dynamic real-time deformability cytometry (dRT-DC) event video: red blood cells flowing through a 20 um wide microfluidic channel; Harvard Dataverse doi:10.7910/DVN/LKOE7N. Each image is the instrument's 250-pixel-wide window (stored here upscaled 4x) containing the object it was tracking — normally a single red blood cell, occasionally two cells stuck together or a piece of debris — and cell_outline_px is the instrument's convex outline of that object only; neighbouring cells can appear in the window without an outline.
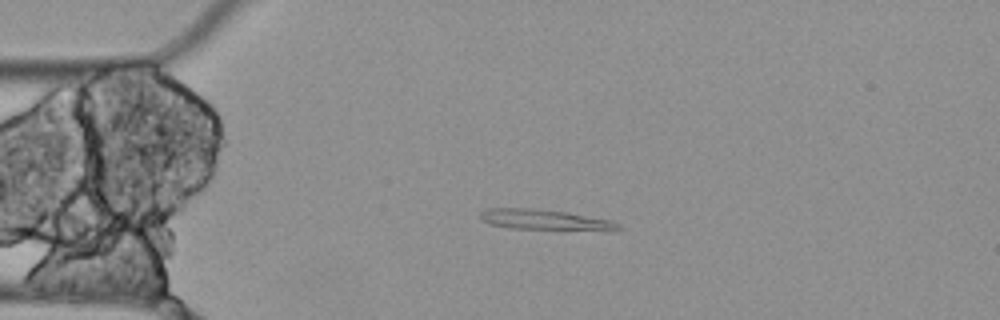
{"species": "Egyptian fruit bat (a non-hibernating species)", "species_latin": "Rousettus aegyptiacus", "temperature_condition": "cold", "stored_images_in_passage": 4, "camera_frame_rate_fps": 3000, "um_per_image_px": 0.085, "animal": {"sex": "female"}, "frame": {"image": 1, "passage_image": 3, "time_ms": 0.667, "image_size_px": [1000, 320], "cell_outline_px": [[624, 228], [616, 232], [612, 232], [508, 228], [488, 224], [480, 220], [480, 212], [488, 208], [528, 208], [568, 212], [612, 220], [620, 224]], "centroid_in_image_um": [46.46, 18.72], "position_along_channel_um": 38.5, "area_um2": 17.34}}